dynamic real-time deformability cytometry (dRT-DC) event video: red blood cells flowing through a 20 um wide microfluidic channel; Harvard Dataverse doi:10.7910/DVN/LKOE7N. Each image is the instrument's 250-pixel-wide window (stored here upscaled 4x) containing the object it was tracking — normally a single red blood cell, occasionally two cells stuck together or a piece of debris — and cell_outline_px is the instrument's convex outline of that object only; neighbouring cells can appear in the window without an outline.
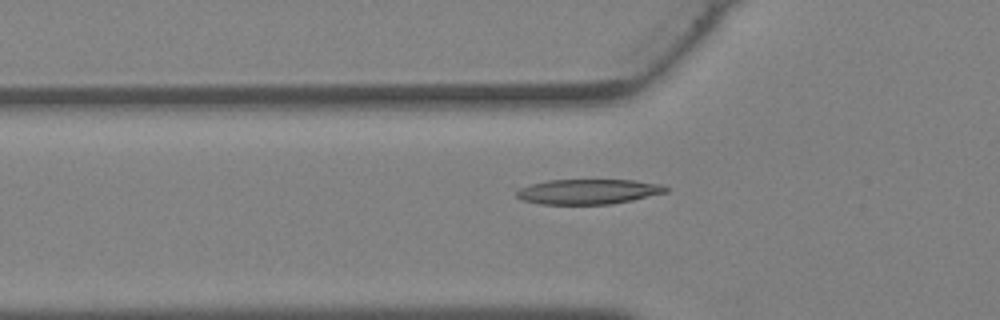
{"species": "Egyptian fruit bat (a non-hibernating species)", "species_latin": "Rousettus aegyptiacus", "temperature_condition": "warm", "stored_images_in_passage": 35, "camera_frame_rate_fps": 3000, "um_per_image_px": 0.085, "animal": {"sex": "female"}, "frame": {"image": 1, "passage_image": 11, "time_ms": 3.333, "image_size_px": [1000, 320], "cell_outline_px": [[668, 192], [632, 200], [612, 204], [540, 204], [524, 200], [516, 196], [516, 192], [520, 188], [532, 184], [548, 180], [632, 180], [664, 184], [668, 188]], "centroid_in_image_um": [50.05, 16.28], "position_along_channel_um": 75.8, "area_um2": 21.73}}
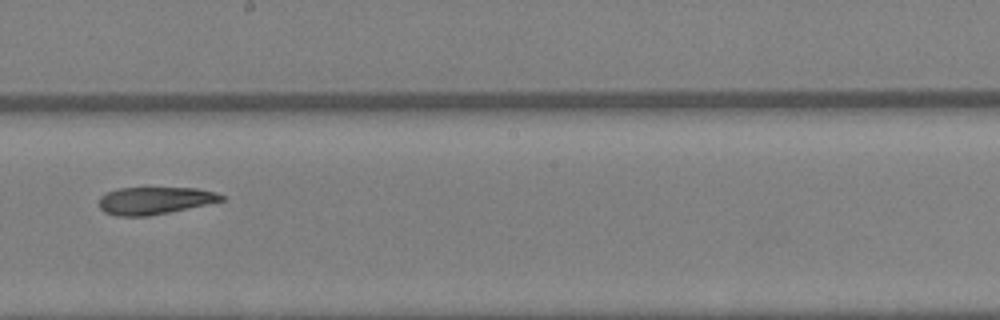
{"frame": {"image": 2, "passage_image": 20, "time_ms": 6.333, "image_size_px": [1000, 320], "cell_outline_px": [[224, 200], [168, 212], [148, 216], [116, 216], [104, 212], [100, 208], [100, 196], [108, 192], [120, 188], [196, 188], [216, 192], [224, 196]], "centroid_in_image_um": [13.13, 17.04], "position_along_channel_um": 235.1, "area_um2": 19.25}}
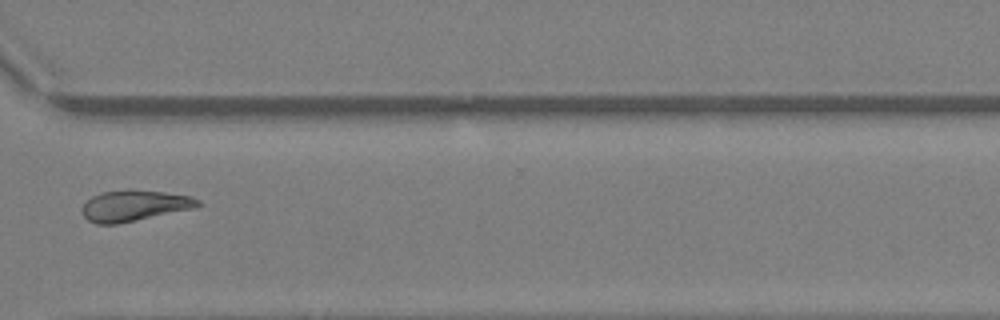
{"frame": {"image": 3, "passage_image": 27, "time_ms": 8.667, "image_size_px": [1000, 320], "cell_outline_px": [[204, 204], [196, 208], [116, 224], [96, 224], [88, 220], [84, 216], [80, 208], [92, 196], [100, 192], [128, 188], [132, 188], [164, 192], [192, 196], [200, 200]], "centroid_in_image_um": [11.44, 17.45], "position_along_channel_um": 359.2, "area_um2": 21.33}}